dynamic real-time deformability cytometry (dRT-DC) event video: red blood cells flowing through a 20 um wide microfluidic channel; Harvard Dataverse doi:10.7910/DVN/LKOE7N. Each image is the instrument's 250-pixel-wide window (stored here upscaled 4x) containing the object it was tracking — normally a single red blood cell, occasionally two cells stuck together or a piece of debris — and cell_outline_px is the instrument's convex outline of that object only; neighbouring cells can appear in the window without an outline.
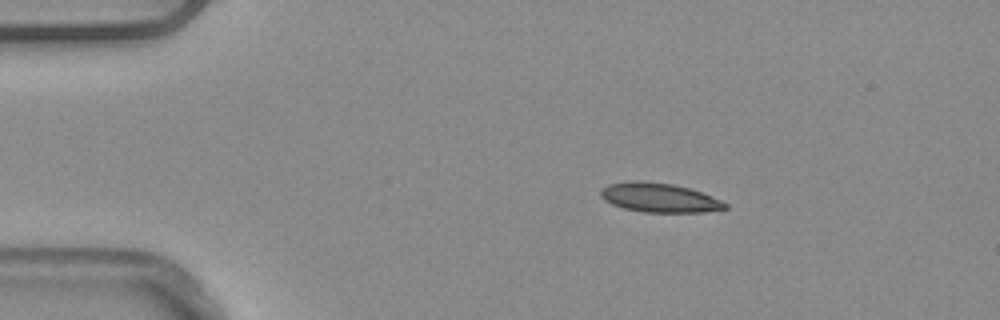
{"species": "common noctule bat (a hibernating species)", "species_latin": "Nyctalus noctula", "temperature_condition": "warm", "stored_images_in_passage": 5, "camera_frame_rate_fps": 3000, "um_per_image_px": 0.085, "animal": {"sex": "male", "body_mass_g": 20.4}, "frame": {"image": 1, "passage_image": 3, "time_ms": 0.667, "image_size_px": [1000, 320], "cell_outline_px": [[728, 208], [704, 212], [644, 212], [624, 208], [612, 204], [604, 200], [600, 196], [600, 192], [608, 184], [628, 180], [644, 180], [672, 184], [688, 188], [700, 192], [720, 200], [728, 204]], "centroid_in_image_um": [56.01, 16.79], "position_along_channel_um": 29.0, "area_um2": 21.15}}
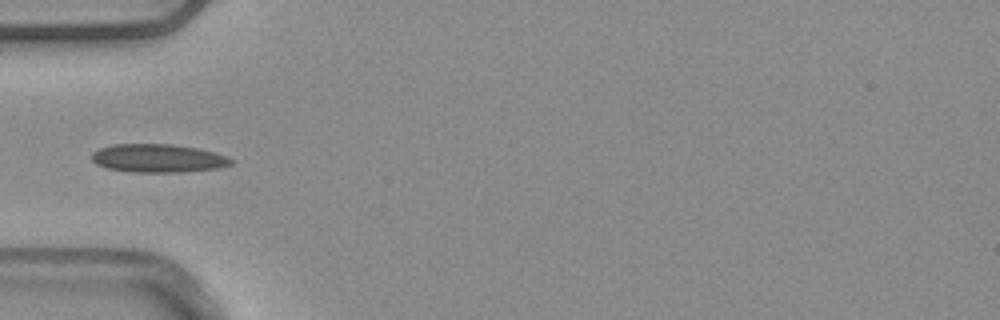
{"frame": {"image": 2, "passage_image": 5, "time_ms": 1.333, "image_size_px": [1000, 320], "cell_outline_px": [[232, 164], [220, 168], [184, 172], [132, 172], [108, 168], [96, 164], [92, 160], [92, 152], [100, 148], [112, 144], [172, 144], [196, 148], [228, 156], [232, 160]], "centroid_in_image_um": [13.43, 13.45], "position_along_channel_um": 71.6, "area_um2": 23.0}}